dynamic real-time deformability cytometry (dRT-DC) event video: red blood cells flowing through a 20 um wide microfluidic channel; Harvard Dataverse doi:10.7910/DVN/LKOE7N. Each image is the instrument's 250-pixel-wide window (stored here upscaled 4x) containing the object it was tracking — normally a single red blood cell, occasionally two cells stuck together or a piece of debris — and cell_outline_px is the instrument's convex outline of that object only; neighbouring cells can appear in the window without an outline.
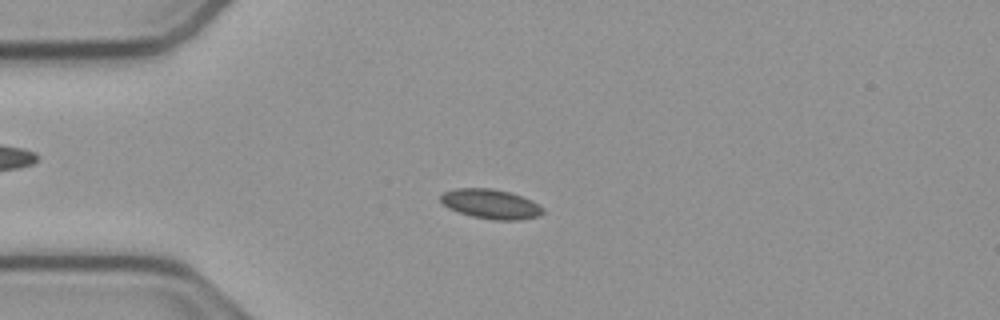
{"species": "common noctule bat (a hibernating species)", "species_latin": "Nyctalus noctula", "temperature_condition": "cold", "stored_images_in_passage": 43, "camera_frame_rate_fps": 3000, "um_per_image_px": 0.085, "animal": {"sex": "male", "body_mass_g": 23.1, "forearm_length_mm": 52.7}, "frame": {"image": 1, "passage_image": 2, "time_ms": 0.333, "image_size_px": [1000, 320], "cell_outline_px": [[544, 212], [540, 216], [520, 220], [492, 220], [472, 216], [448, 208], [440, 200], [440, 196], [444, 192], [456, 188], [492, 188], [512, 192], [532, 200], [544, 208]], "centroid_in_image_um": [41.76, 17.34], "position_along_channel_um": 43.2, "area_um2": 17.8}}
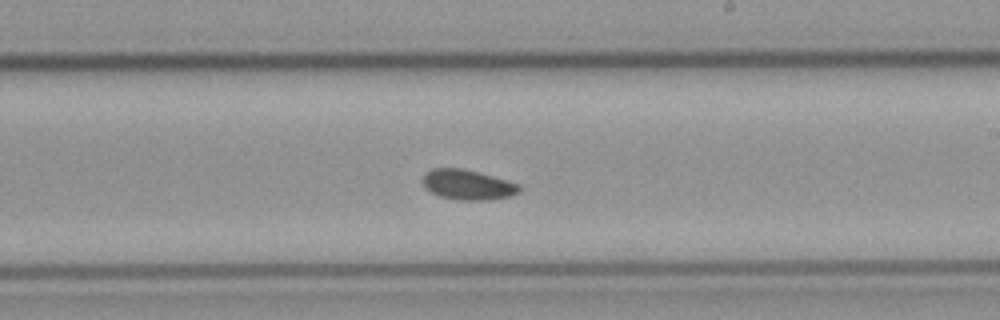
{"frame": {"image": 2, "passage_image": 20, "time_ms": 6.333, "image_size_px": [1000, 320], "cell_outline_px": [[524, 188], [520, 192], [508, 196], [488, 200], [456, 200], [440, 196], [424, 188], [420, 180], [424, 172], [432, 168], [460, 168], [492, 176], [520, 184]], "centroid_in_image_um": [39.71, 15.7], "position_along_channel_um": 249.3, "area_um2": 17.11}}
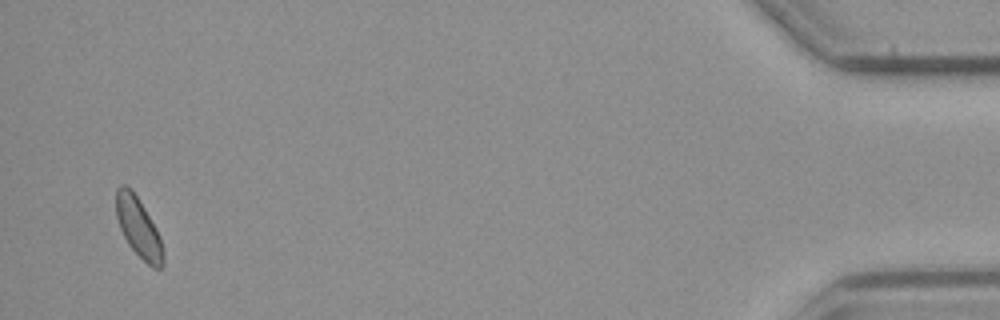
{"frame": {"image": 3, "passage_image": 41, "time_ms": 13.333, "image_size_px": [1000, 320], "cell_outline_px": [[164, 264], [160, 268], [152, 268], [128, 244], [120, 228], [116, 216], [116, 188], [120, 184], [124, 184], [132, 188], [156, 228], [160, 236], [164, 252]], "centroid_in_image_um": [11.77, 19.31], "position_along_channel_um": 423.4, "area_um2": 16.36}}